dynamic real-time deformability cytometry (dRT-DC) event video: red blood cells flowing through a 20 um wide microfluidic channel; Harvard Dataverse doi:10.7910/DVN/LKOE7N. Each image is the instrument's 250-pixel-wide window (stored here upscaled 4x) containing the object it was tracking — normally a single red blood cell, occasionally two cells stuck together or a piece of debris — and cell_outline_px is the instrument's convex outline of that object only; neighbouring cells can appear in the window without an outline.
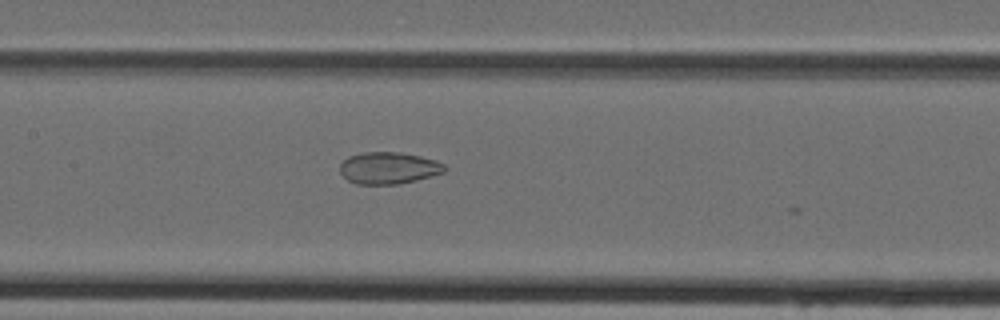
{"species": "Egyptian fruit bat (a non-hibernating species)", "species_latin": "Rousettus aegyptiacus", "temperature_condition": "cold", "stored_images_in_passage": 17, "camera_frame_rate_fps": 3000, "um_per_image_px": 0.085, "animal": {"sex": "female"}, "frame": {"image": 1, "passage_image": 16, "time_ms": 5.0, "image_size_px": [1000, 320], "cell_outline_px": [[448, 168], [444, 172], [416, 180], [400, 184], [356, 184], [348, 180], [340, 172], [340, 164], [348, 156], [364, 152], [400, 152], [420, 156], [436, 160], [444, 164]], "centroid_in_image_um": [33.04, 14.28], "position_along_channel_um": 174.4, "area_um2": 19.48}}